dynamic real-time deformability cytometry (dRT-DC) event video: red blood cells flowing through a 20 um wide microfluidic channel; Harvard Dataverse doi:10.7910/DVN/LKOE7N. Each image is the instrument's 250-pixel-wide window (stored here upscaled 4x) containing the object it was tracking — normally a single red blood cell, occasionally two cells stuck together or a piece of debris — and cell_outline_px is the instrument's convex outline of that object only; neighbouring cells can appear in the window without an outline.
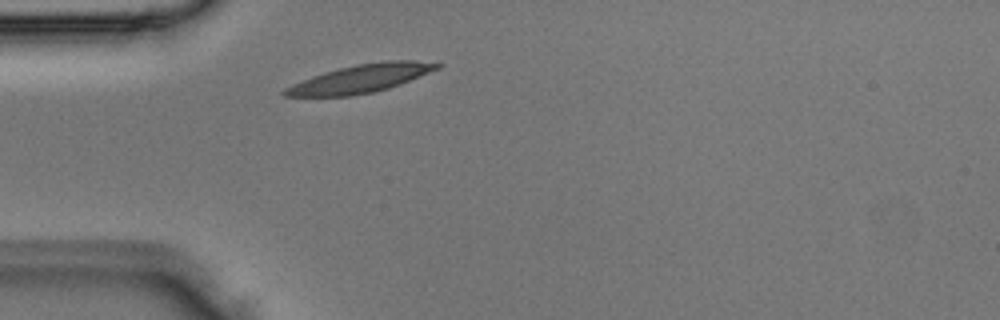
{"species": "Egyptian fruit bat (a non-hibernating species)", "species_latin": "Rousettus aegyptiacus", "temperature_condition": "room temperature", "stored_images_in_passage": 1, "camera_frame_rate_fps": 3000, "um_per_image_px": 0.085, "animal": {"sex": "male"}, "frame": {"image": 1, "passage_image": 1, "time_ms": 0.0, "image_size_px": [1000, 320], "cell_outline_px": [[444, 64], [440, 68], [388, 88], [372, 92], [352, 96], [284, 96], [280, 92], [284, 88], [292, 84], [312, 76], [324, 72], [356, 64], [388, 60], [412, 60]], "centroid_in_image_um": [30.62, 6.68], "position_along_channel_um": 54.4, "area_um2": 24.74}}